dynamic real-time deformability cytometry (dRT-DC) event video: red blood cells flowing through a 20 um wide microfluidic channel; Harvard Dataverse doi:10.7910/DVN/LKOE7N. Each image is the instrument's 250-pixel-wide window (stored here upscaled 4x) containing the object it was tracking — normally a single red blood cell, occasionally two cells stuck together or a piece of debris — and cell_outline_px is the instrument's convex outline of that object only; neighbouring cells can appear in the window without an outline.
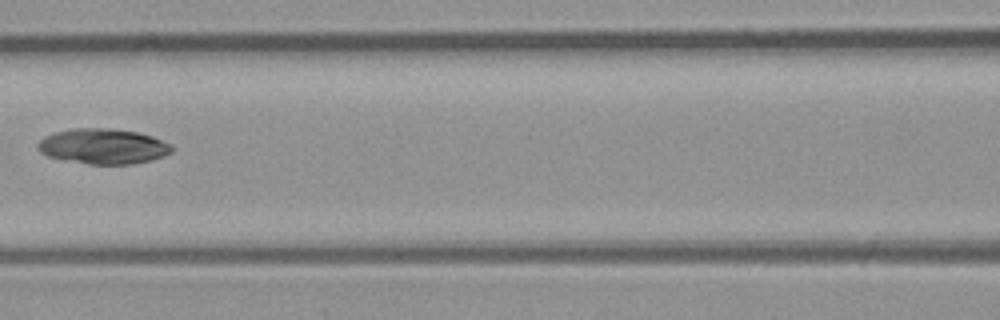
{"species": "common noctule bat (a hibernating species)", "species_latin": "Nyctalus noctula", "temperature_condition": "room temperature", "stored_images_in_passage": 8, "camera_frame_rate_fps": 3000, "um_per_image_px": 0.085, "animal": {"sex": "male", "body_mass_g": 23.1, "forearm_length_mm": 52.7}, "frame": {"image": 1, "passage_image": 7, "time_ms": 7.0, "image_size_px": [1000, 320], "cell_outline_px": [[172, 152], [164, 156], [152, 160], [132, 164], [88, 164], [48, 156], [40, 152], [36, 148], [36, 144], [44, 136], [56, 132], [76, 128], [108, 128], [136, 132], [152, 136], [172, 144]], "centroid_in_image_um": [8.77, 12.44], "position_along_channel_um": 157.8, "area_um2": 27.51}}
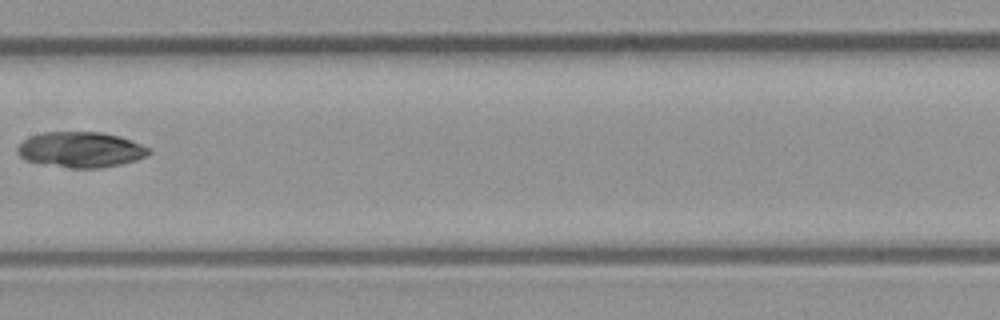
{"frame": {"image": 2, "passage_image": 8, "time_ms": 8.0, "image_size_px": [1000, 320], "cell_outline_px": [[152, 152], [148, 156], [136, 160], [120, 164], [100, 168], [68, 168], [24, 160], [16, 152], [16, 148], [20, 140], [28, 136], [44, 132], [104, 132], [120, 136], [152, 148]], "centroid_in_image_um": [6.85, 12.71], "position_along_channel_um": 200.5, "area_um2": 27.69}}